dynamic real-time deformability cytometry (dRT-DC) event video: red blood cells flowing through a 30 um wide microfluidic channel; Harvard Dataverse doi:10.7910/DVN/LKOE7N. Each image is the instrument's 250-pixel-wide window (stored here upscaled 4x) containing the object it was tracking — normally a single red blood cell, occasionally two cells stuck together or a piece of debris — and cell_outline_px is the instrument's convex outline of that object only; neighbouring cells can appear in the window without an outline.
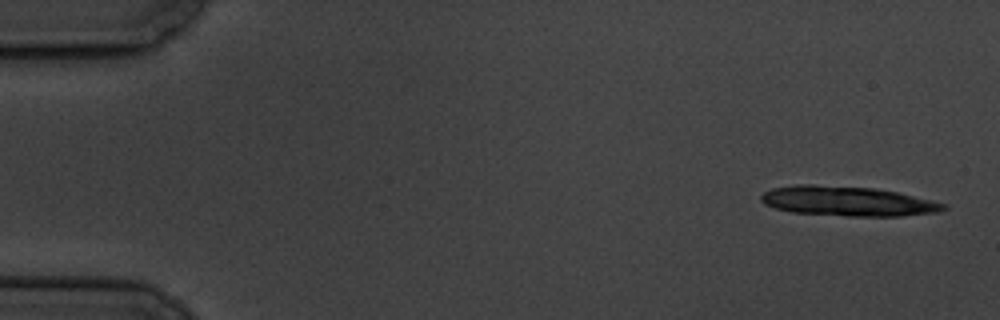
{"species": "common noctule bat (a hibernating species)", "species_latin": "Nyctalus noctula", "temperature_condition": "cold", "stored_images_in_passage": 5, "camera_frame_rate_fps": 3000, "um_per_image_px": 0.085, "animal": {"sex": "male", "body_mass_g": 19.5, "forearm_length_mm": 54.6}, "frame": {"image": 1, "passage_image": 1, "time_ms": 0.0, "image_size_px": [1000, 320], "cell_outline_px": [[948, 208], [940, 212], [900, 216], [844, 216], [792, 212], [776, 208], [764, 204], [760, 200], [760, 196], [764, 192], [772, 188], [796, 184], [812, 184], [876, 188], [896, 192], [948, 204]], "centroid_in_image_um": [72.04, 17.1], "position_along_channel_um": 13.0, "area_um2": 31.79}}